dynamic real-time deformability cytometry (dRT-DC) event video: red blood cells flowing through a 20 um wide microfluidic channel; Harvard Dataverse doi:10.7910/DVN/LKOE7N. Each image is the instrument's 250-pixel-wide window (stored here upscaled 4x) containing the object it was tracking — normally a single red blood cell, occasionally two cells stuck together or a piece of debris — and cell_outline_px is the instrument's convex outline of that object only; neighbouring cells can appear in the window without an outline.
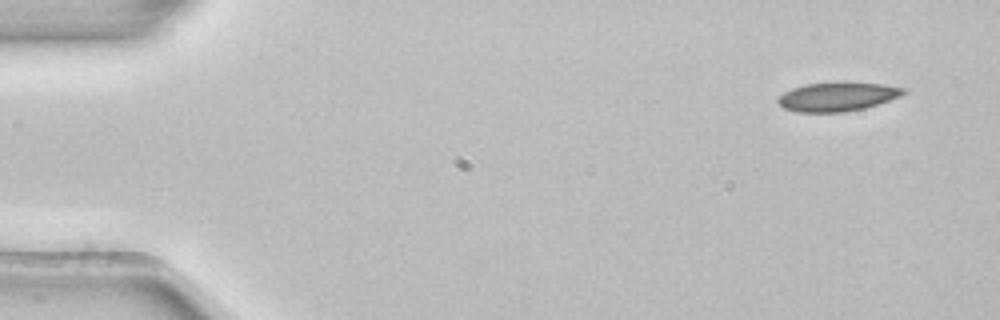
{"species": "common noctule bat (a hibernating species)", "species_latin": "Nyctalus noctula", "temperature_condition": "room temperature", "stored_images_in_passage": 3, "camera_frame_rate_fps": 3000, "um_per_image_px": 0.085, "animal": {"sex": "female", "body_mass_g": 22.7, "forearm_length_mm": 54.2}, "frame": {"image": 1, "passage_image": 1, "time_ms": 0.0, "image_size_px": [1000, 320], "cell_outline_px": [[908, 92], [900, 96], [864, 108], [844, 112], [796, 112], [784, 108], [776, 100], [784, 92], [792, 88], [804, 84], [844, 80], [884, 84], [908, 88]], "centroid_in_image_um": [71.21, 8.18], "position_along_channel_um": 13.8, "area_um2": 21.73}}